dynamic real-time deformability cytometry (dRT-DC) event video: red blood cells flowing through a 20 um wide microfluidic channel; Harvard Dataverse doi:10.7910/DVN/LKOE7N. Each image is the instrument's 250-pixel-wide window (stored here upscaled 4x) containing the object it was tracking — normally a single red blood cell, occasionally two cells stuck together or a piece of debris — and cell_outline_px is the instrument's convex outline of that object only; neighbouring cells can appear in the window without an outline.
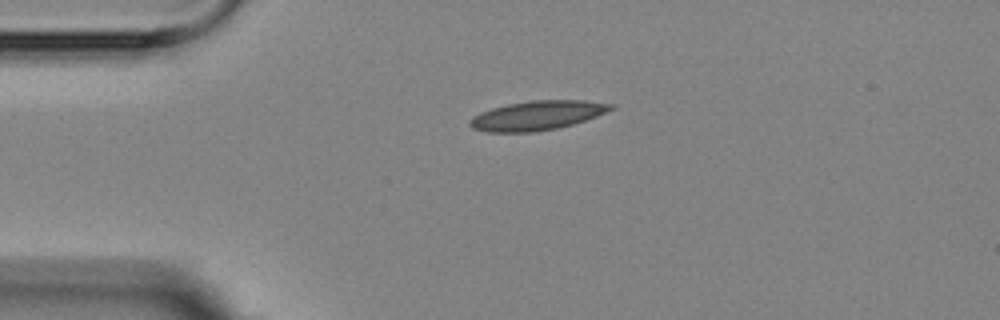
{"species": "Egyptian fruit bat (a non-hibernating species)", "species_latin": "Rousettus aegyptiacus", "temperature_condition": "room temperature", "stored_images_in_passage": 3, "camera_frame_rate_fps": 3000, "um_per_image_px": 0.085, "animal": {"sex": "female"}, "frame": {"image": 1, "passage_image": 1, "time_ms": 0.0, "image_size_px": [1000, 320], "cell_outline_px": [[616, 108], [596, 116], [572, 124], [556, 128], [532, 132], [488, 132], [472, 128], [468, 124], [468, 120], [472, 116], [480, 112], [492, 108], [508, 104], [532, 100], [584, 100], [616, 104]], "centroid_in_image_um": [45.65, 9.8], "position_along_channel_um": 39.3, "area_um2": 24.1}}
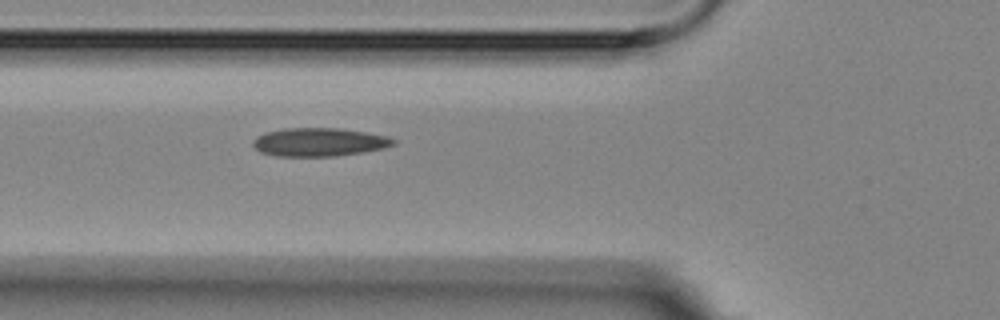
{"frame": {"image": 2, "passage_image": 3, "time_ms": 2.333, "image_size_px": [1000, 320], "cell_outline_px": [[396, 144], [384, 148], [364, 152], [336, 156], [276, 156], [260, 152], [252, 144], [252, 140], [256, 136], [264, 132], [284, 128], [340, 128], [368, 132], [388, 136], [396, 140]], "centroid_in_image_um": [27.13, 12.07], "position_along_channel_um": 98.7, "area_um2": 23.52}}